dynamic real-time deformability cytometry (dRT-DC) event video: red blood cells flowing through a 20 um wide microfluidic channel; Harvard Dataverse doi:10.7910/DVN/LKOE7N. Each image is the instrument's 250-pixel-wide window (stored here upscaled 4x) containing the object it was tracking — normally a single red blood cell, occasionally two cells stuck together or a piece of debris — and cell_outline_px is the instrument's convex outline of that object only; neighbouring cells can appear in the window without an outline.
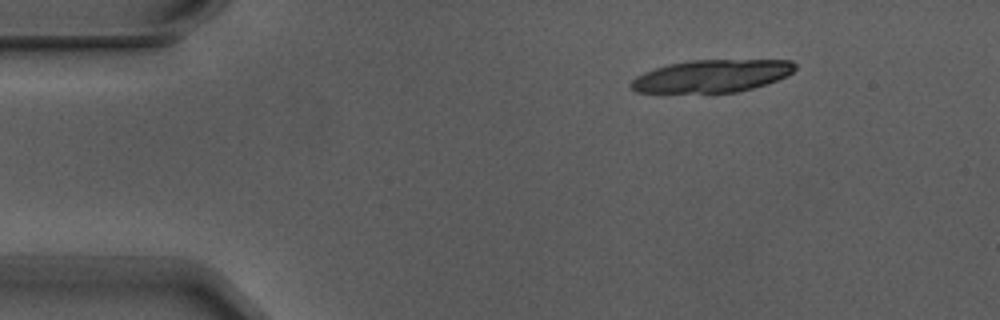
{"species": "Egyptian fruit bat (a non-hibernating species)", "species_latin": "Rousettus aegyptiacus", "temperature_condition": "warm", "stored_images_in_passage": 6, "camera_frame_rate_fps": 3000, "um_per_image_px": 0.085, "animal": {"sex": "male"}, "frame": {"image": 1, "passage_image": 6, "time_ms": 1.667, "image_size_px": [1000, 320], "cell_outline_px": [[796, 68], [788, 76], [752, 88], [736, 92], [636, 92], [628, 84], [636, 76], [644, 72], [668, 64], [688, 60], [792, 60], [796, 64]], "centroid_in_image_um": [60.51, 6.45], "position_along_channel_um": 24.5, "area_um2": 30.92}}